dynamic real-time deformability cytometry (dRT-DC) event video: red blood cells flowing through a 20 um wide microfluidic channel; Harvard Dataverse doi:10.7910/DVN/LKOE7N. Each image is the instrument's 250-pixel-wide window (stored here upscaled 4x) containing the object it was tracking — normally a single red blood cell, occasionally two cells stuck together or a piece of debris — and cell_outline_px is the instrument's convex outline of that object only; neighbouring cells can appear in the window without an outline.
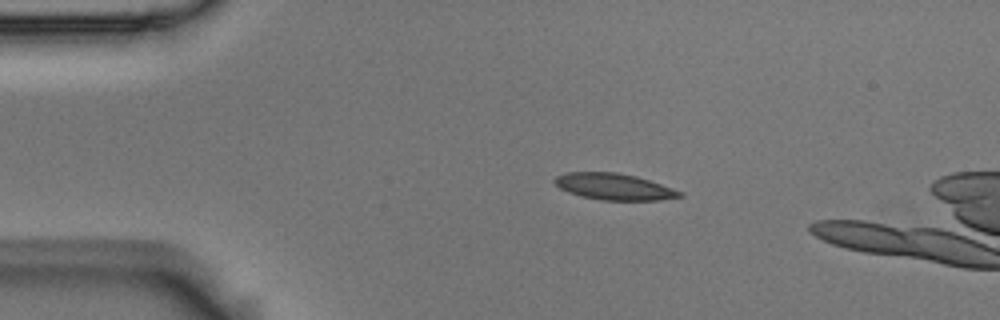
{"species": "Egyptian fruit bat (a non-hibernating species)", "species_latin": "Rousettus aegyptiacus", "temperature_condition": "room temperature", "stored_images_in_passage": 3, "camera_frame_rate_fps": 3000, "um_per_image_px": 0.085, "animal": {"sex": "male"}, "frame": {"image": 1, "passage_image": 1, "time_ms": 0.0, "image_size_px": [1000, 320], "cell_outline_px": [[684, 196], [660, 200], [604, 200], [580, 196], [568, 192], [560, 188], [552, 180], [556, 176], [564, 172], [616, 172], [636, 176], [684, 192]], "centroid_in_image_um": [52.18, 15.86], "position_along_channel_um": 32.8, "area_um2": 19.25}}